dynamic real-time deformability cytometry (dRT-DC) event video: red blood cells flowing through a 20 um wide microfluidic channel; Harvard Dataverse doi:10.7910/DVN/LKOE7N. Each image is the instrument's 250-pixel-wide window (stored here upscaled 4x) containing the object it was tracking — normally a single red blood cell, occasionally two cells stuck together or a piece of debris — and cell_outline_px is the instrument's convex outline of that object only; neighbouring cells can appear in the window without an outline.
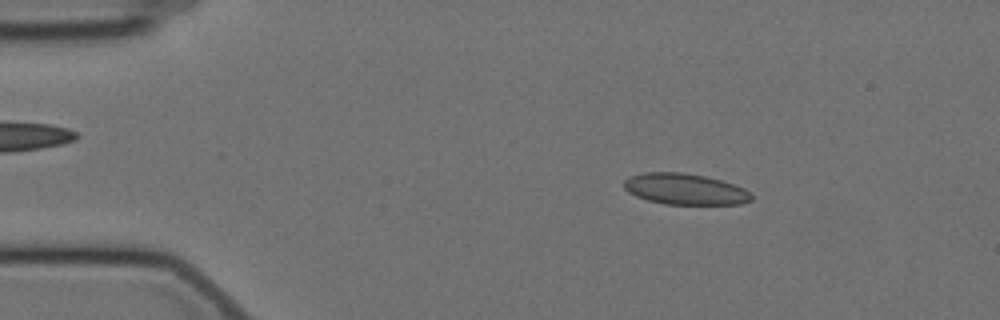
{"species": "Egyptian fruit bat (a non-hibernating species)", "species_latin": "Rousettus aegyptiacus", "temperature_condition": "cold", "stored_images_in_passage": 16, "camera_frame_rate_fps": 3000, "um_per_image_px": 0.085, "animal": {"sex": "female"}, "frame": {"image": 1, "passage_image": 8, "time_ms": 2.333, "image_size_px": [1000, 320], "cell_outline_px": [[752, 200], [740, 204], [664, 204], [648, 200], [636, 196], [628, 192], [624, 188], [624, 180], [628, 176], [644, 172], [680, 172], [704, 176], [720, 180], [744, 188], [752, 192]], "centroid_in_image_um": [58.21, 16.07], "position_along_channel_um": 26.8, "area_um2": 23.12}}
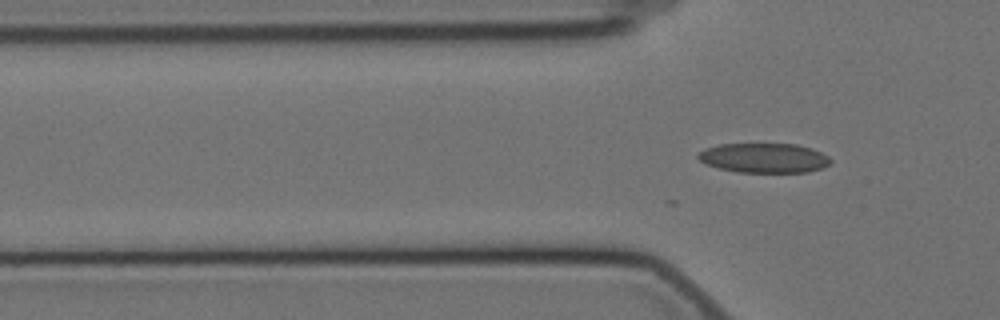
{"frame": {"image": 2, "passage_image": 16, "time_ms": 5.0, "image_size_px": [1000, 320], "cell_outline_px": [[832, 160], [824, 168], [808, 172], [736, 172], [704, 164], [696, 156], [704, 148], [720, 144], [796, 144], [812, 148], [828, 156]], "centroid_in_image_um": [64.94, 13.43], "position_along_channel_um": 60.9, "area_um2": 22.95}}